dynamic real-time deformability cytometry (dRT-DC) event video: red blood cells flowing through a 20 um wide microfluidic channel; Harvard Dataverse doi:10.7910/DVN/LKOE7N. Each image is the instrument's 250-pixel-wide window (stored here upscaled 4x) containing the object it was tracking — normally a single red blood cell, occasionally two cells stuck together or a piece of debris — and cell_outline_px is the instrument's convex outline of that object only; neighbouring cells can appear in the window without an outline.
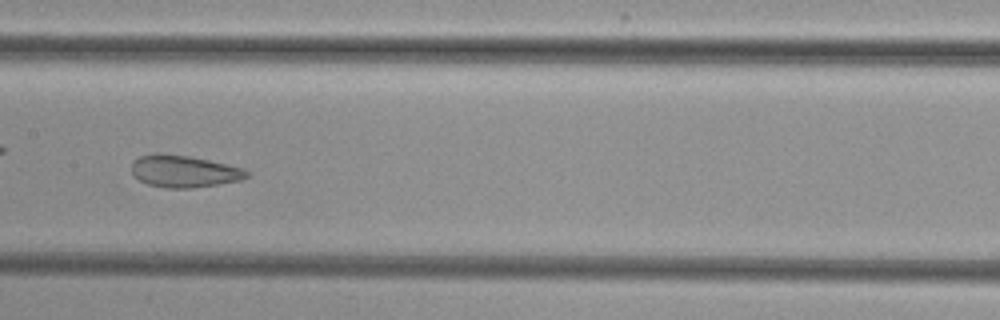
{"species": "common noctule bat (a hibernating species)", "species_latin": "Nyctalus noctula", "temperature_condition": "cold", "stored_images_in_passage": 37, "camera_frame_rate_fps": 3000, "um_per_image_px": 0.085, "animal": {"sex": "female", "body_mass_g": 29.2, "forearm_length_mm": 56.3}, "frame": {"image": 1, "passage_image": 11, "time_ms": 3.333, "image_size_px": [1000, 320], "cell_outline_px": [[248, 176], [240, 180], [192, 188], [164, 188], [148, 184], [140, 180], [132, 172], [132, 164], [140, 156], [156, 152], [160, 152], [188, 156], [208, 160], [244, 168], [248, 172]], "centroid_in_image_um": [15.63, 14.55], "position_along_channel_um": 191.8, "area_um2": 21.33}}